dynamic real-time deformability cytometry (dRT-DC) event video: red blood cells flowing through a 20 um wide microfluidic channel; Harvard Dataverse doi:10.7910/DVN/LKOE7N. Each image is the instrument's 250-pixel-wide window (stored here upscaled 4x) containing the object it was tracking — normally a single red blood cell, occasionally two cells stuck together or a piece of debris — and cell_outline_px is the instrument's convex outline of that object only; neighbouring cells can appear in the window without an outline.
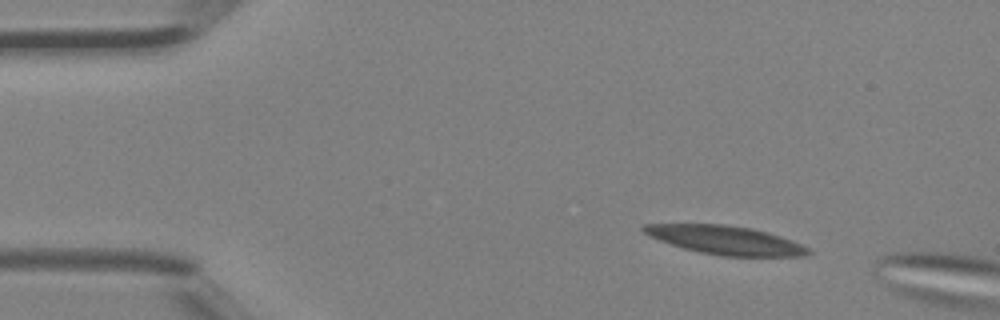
{"species": "Egyptian fruit bat (a non-hibernating species)", "species_latin": "Rousettus aegyptiacus", "temperature_condition": "room temperature", "stored_images_in_passage": 2, "camera_frame_rate_fps": 3000, "um_per_image_px": 0.085, "animal": {"sex": "female"}, "frame": {"image": 1, "passage_image": 1, "time_ms": 0.0, "image_size_px": [1000, 320], "cell_outline_px": [[812, 252], [808, 256], [720, 256], [700, 252], [684, 248], [648, 236], [640, 228], [640, 224], [724, 224], [752, 228], [768, 232], [792, 240], [808, 248]], "centroid_in_image_um": [61.66, 20.4], "position_along_channel_um": 23.3, "area_um2": 27.46}}